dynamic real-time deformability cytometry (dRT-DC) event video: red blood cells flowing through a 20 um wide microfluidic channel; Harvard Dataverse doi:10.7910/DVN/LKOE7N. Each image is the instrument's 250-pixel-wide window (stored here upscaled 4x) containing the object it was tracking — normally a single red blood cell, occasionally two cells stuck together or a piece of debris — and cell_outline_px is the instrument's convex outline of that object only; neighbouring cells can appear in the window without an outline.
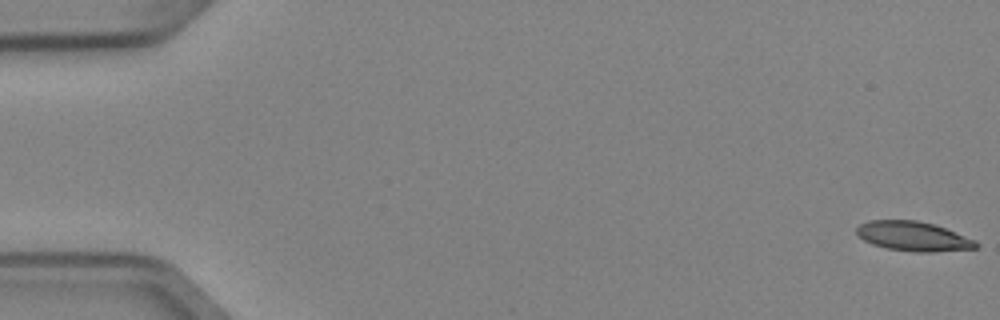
{"species": "Egyptian fruit bat (a non-hibernating species)", "species_latin": "Rousettus aegyptiacus", "temperature_condition": "cold", "stored_images_in_passage": 13, "camera_frame_rate_fps": 3000, "um_per_image_px": 0.085, "animal": {"sex": "female"}, "frame": {"image": 1, "passage_image": 1, "time_ms": 0.0, "image_size_px": [1000, 320], "cell_outline_px": [[980, 244], [976, 248], [932, 252], [916, 252], [888, 248], [872, 244], [864, 240], [856, 232], [856, 228], [860, 224], [868, 220], [916, 220], [932, 224], [944, 228], [976, 240]], "centroid_in_image_um": [77.62, 20.08], "position_along_channel_um": 7.4, "area_um2": 20.35}}